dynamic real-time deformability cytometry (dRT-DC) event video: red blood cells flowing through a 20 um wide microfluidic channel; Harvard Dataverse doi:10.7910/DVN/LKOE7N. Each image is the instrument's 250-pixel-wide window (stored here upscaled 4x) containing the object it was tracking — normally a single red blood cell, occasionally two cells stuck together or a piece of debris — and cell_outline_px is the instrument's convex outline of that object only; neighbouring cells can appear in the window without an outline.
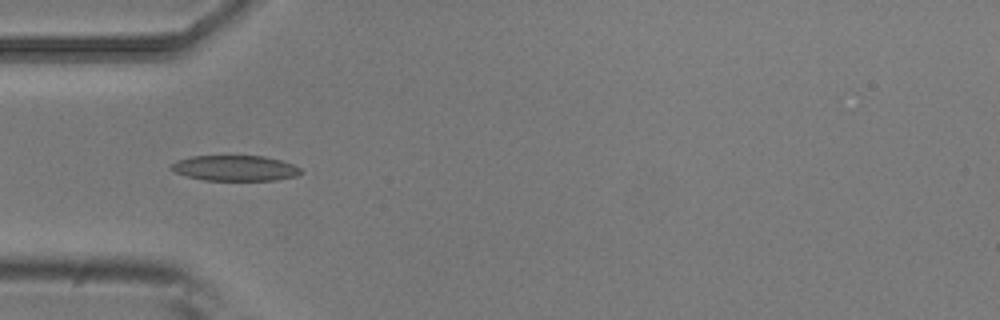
{"species": "common noctule bat (a hibernating species)", "species_latin": "Nyctalus noctula", "temperature_condition": "room temperature", "stored_images_in_passage": 1, "camera_frame_rate_fps": 3000, "um_per_image_px": 0.085, "animal": {"sex": "male", "body_mass_g": 20.5, "forearm_length_mm": 52.5}, "frame": {"image": 1, "passage_image": 1, "time_ms": 0.0, "image_size_px": [1000, 320], "cell_outline_px": [[304, 172], [296, 176], [276, 180], [204, 180], [188, 176], [176, 172], [168, 168], [176, 160], [192, 156], [264, 156], [280, 160], [292, 164], [300, 168]], "centroid_in_image_um": [19.99, 14.29], "position_along_channel_um": 65.0, "area_um2": 19.19}}